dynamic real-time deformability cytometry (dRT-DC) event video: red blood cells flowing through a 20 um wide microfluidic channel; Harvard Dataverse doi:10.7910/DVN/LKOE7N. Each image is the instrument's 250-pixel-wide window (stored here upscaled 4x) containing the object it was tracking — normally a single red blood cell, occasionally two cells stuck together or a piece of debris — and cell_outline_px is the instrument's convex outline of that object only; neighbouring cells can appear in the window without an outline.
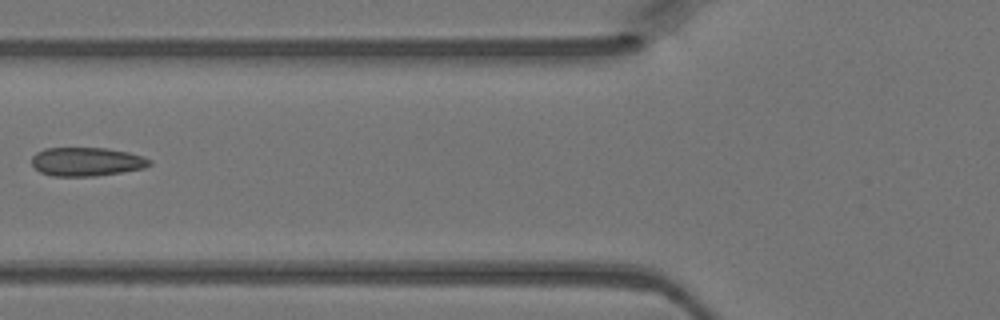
{"species": "Egyptian fruit bat (a non-hibernating species)", "species_latin": "Rousettus aegyptiacus", "temperature_condition": "warm", "stored_images_in_passage": 3, "camera_frame_rate_fps": 3000, "um_per_image_px": 0.085, "animal": {"sex": "female"}, "frame": {"image": 1, "passage_image": 3, "time_ms": 0.667, "image_size_px": [1000, 320], "cell_outline_px": [[152, 164], [144, 168], [96, 176], [52, 176], [40, 172], [32, 164], [32, 156], [36, 152], [44, 148], [108, 148], [128, 152], [144, 156], [152, 160]], "centroid_in_image_um": [7.37, 13.74], "position_along_channel_um": 118.4, "area_um2": 19.83}}